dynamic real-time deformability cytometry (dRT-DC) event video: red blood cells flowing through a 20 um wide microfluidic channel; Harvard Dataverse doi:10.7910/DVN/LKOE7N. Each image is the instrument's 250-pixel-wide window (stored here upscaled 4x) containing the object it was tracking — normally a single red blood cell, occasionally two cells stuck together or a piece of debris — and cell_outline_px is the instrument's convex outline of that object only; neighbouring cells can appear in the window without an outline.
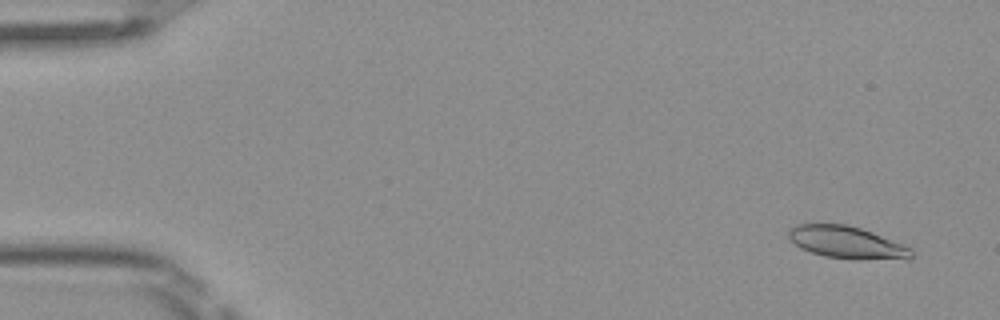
{"species": "Egyptian fruit bat (a non-hibernating species)", "species_latin": "Rousettus aegyptiacus", "temperature_condition": "room temperature", "stored_images_in_passage": 50, "camera_frame_rate_fps": 3000, "um_per_image_px": 0.085, "frame": {"image": 1, "passage_image": 3, "time_ms": 0.667, "image_size_px": [1000, 320], "cell_outline_px": [[912, 256], [908, 260], [856, 260], [824, 256], [800, 248], [788, 236], [788, 228], [796, 224], [844, 224], [860, 228], [872, 232], [912, 248]], "centroid_in_image_um": [72.01, 20.63], "position_along_channel_um": 13.0, "area_um2": 23.29}}
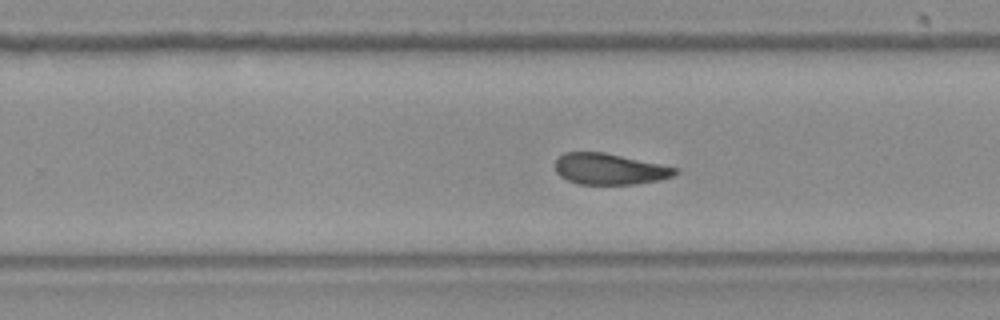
{"frame": {"image": 2, "passage_image": 32, "time_ms": 10.333, "image_size_px": [1000, 320], "cell_outline_px": [[680, 172], [672, 176], [660, 180], [636, 184], [580, 184], [568, 180], [560, 176], [556, 172], [556, 160], [564, 152], [604, 152], [680, 168]], "centroid_in_image_um": [51.85, 14.36], "position_along_channel_um": 277.9, "area_um2": 21.79}}
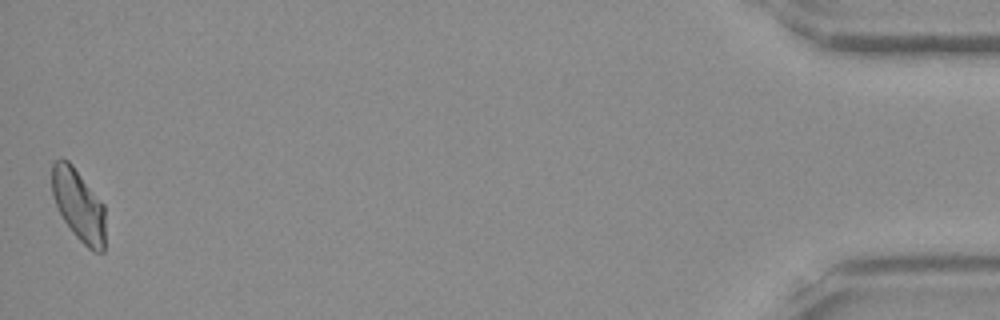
{"frame": {"image": 3, "passage_image": 50, "time_ms": 16.333, "image_size_px": [1000, 320], "cell_outline_px": [[104, 252], [92, 252], [72, 232], [64, 220], [52, 196], [52, 164], [56, 160], [68, 160], [72, 164], [104, 204]], "centroid_in_image_um": [6.69, 17.44], "position_along_channel_um": 428.5, "area_um2": 22.14}, "authors_computed_cell_mechanics": {"area_um2": 22.7154, "velocity_mm_per_s": 4.029, "shape_relaxation_time_tau1_ms": 4.7806, "shape_relaxation_time_tau2_ms": 3.1046, "deformation_change_tau1": 0.1287, "deformation_change_tau2": 0.0828}}